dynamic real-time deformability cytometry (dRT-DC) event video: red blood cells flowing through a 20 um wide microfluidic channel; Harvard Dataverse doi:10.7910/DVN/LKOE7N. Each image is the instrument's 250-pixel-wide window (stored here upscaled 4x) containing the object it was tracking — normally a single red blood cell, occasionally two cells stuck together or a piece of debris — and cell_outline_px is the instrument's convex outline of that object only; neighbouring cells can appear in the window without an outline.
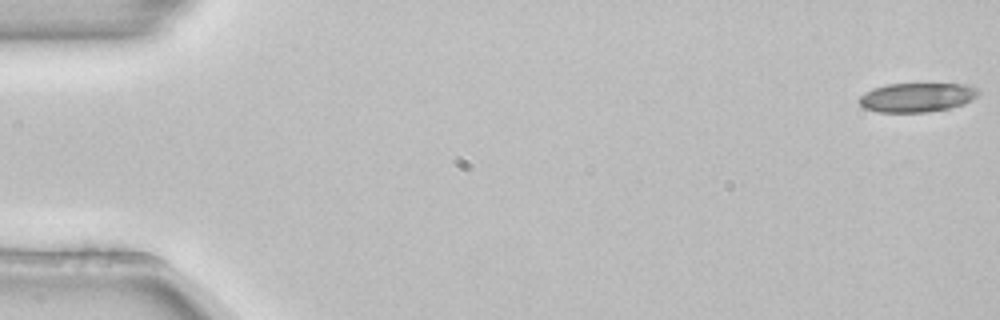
{"species": "common noctule bat (a hibernating species)", "species_latin": "Nyctalus noctula", "temperature_condition": "room temperature", "stored_images_in_passage": 17, "camera_frame_rate_fps": 3000, "um_per_image_px": 0.085, "animal": {"sex": "female", "body_mass_g": 22.7, "forearm_length_mm": 54.2}, "frame": {"image": 1, "passage_image": 1, "time_ms": 0.0, "image_size_px": [1000, 320], "cell_outline_px": [[980, 92], [972, 100], [964, 104], [948, 108], [928, 112], [876, 112], [864, 108], [856, 100], [864, 92], [872, 88], [888, 84], [964, 84], [976, 88]], "centroid_in_image_um": [77.89, 8.28], "position_along_channel_um": 7.1, "area_um2": 20.35}}
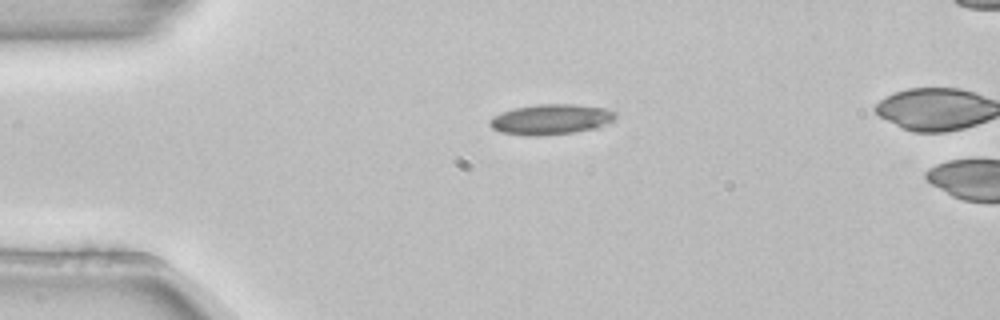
{"frame": {"image": 2, "passage_image": 13, "time_ms": 4.0, "image_size_px": [1000, 320], "cell_outline_px": [[616, 120], [596, 128], [572, 132], [544, 136], [524, 136], [500, 132], [492, 128], [488, 124], [488, 120], [492, 116], [500, 112], [516, 108], [536, 104], [572, 104], [608, 108], [616, 112]], "centroid_in_image_um": [46.81, 10.15], "position_along_channel_um": 38.2, "area_um2": 22.6}}